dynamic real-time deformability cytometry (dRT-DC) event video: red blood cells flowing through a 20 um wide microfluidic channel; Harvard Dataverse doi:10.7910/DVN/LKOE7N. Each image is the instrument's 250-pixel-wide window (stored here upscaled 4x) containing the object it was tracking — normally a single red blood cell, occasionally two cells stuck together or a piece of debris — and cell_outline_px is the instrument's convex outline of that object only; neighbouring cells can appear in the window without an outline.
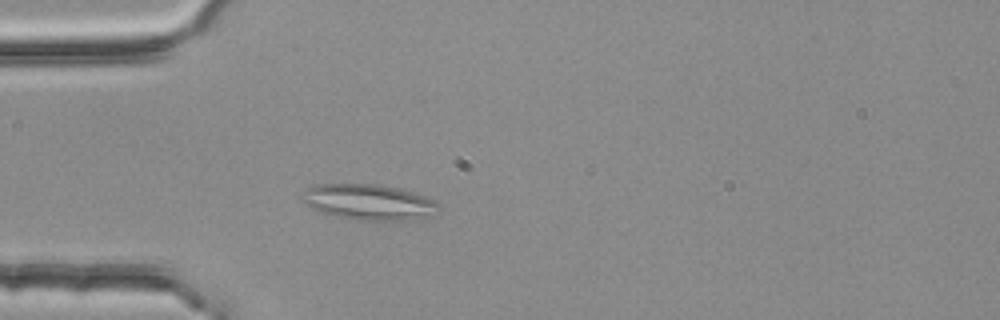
{"species": "common noctule bat (a hibernating species)", "species_latin": "Nyctalus noctula", "temperature_condition": "room temperature", "stored_images_in_passage": 2, "camera_frame_rate_fps": 3000, "um_per_image_px": 0.085, "animal": {"sex": "female", "body_mass_g": 25.1}, "frame": {"image": 1, "passage_image": 2, "time_ms": 0.333, "image_size_px": [1000, 320], "cell_outline_px": [[440, 208], [408, 220], [356, 220], [336, 216], [320, 212], [304, 204], [300, 200], [300, 196], [304, 188], [316, 184], [376, 184], [400, 188], [412, 192], [432, 200]], "centroid_in_image_um": [31.16, 17.15], "position_along_channel_um": 53.8, "area_um2": 27.98}}